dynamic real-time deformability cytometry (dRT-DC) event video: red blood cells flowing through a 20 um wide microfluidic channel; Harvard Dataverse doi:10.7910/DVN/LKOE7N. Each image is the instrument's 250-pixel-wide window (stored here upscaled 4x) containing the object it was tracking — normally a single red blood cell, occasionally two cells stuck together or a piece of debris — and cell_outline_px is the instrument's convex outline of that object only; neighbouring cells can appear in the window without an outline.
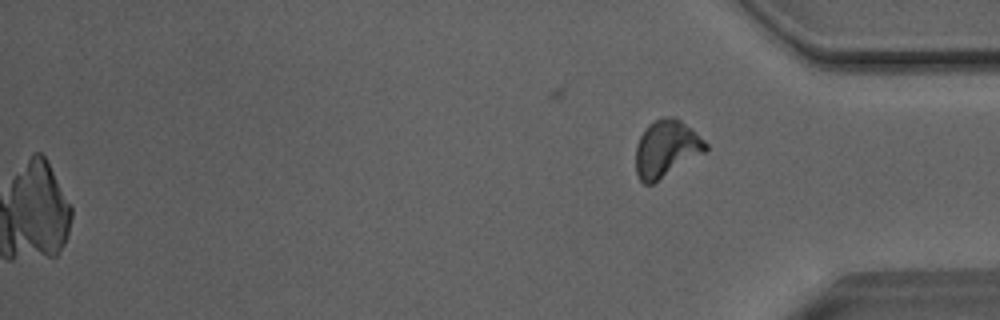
{"species": "Egyptian fruit bat (a non-hibernating species)", "species_latin": "Rousettus aegyptiacus", "temperature_condition": "room temperature", "stored_images_in_passage": 51, "camera_frame_rate_fps": 3000, "um_per_image_px": 0.085, "animal": {"sex": "male"}, "frame": {"image": 1, "passage_image": 51, "time_ms": 16.667, "image_size_px": [1000, 320], "cell_outline_px": [[708, 148], [704, 152], [652, 184], [644, 184], [640, 180], [636, 172], [636, 144], [644, 128], [648, 124], [660, 116], [676, 116], [692, 128], [708, 144]], "centroid_in_image_um": [56.62, 12.59], "position_along_channel_um": 378.6, "area_um2": 23.29}}